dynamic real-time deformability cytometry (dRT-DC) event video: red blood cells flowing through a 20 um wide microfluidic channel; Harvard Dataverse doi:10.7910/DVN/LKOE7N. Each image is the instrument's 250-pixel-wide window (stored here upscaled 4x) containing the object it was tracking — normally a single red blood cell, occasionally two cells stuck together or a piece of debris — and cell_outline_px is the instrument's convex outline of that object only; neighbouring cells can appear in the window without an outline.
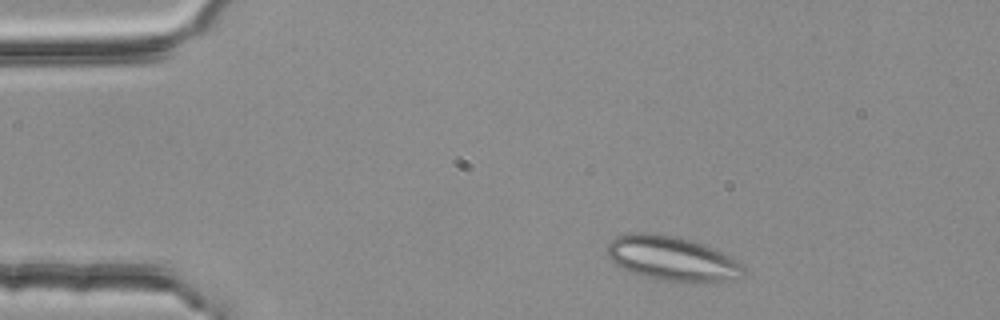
{"species": "common noctule bat (a hibernating species)", "species_latin": "Nyctalus noctula", "temperature_condition": "room temperature", "stored_images_in_passage": 4, "camera_frame_rate_fps": 3000, "um_per_image_px": 0.085, "animal": {"sex": "female", "body_mass_g": 25.1}, "frame": {"image": 1, "passage_image": 1, "time_ms": 0.0, "image_size_px": [1000, 320], "cell_outline_px": [[744, 276], [724, 280], [660, 280], [644, 276], [632, 272], [616, 264], [608, 256], [608, 244], [616, 236], [636, 232], [652, 232], [692, 240], [704, 244], [728, 256], [740, 264], [744, 268]], "centroid_in_image_um": [57.07, 21.93], "position_along_channel_um": 27.9, "area_um2": 34.28}}
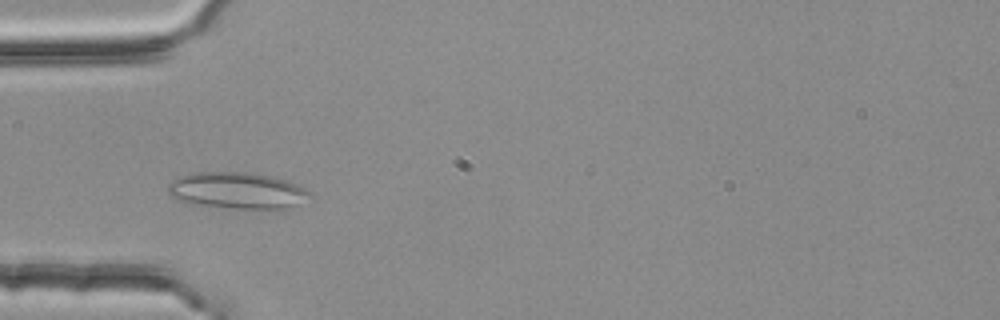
{"frame": {"image": 2, "passage_image": 3, "time_ms": 0.667, "image_size_px": [1000, 320], "cell_outline_px": [[312, 196], [292, 208], [232, 208], [188, 204], [168, 196], [168, 184], [172, 180], [188, 172], [248, 172], [272, 176], [296, 184], [312, 192]], "centroid_in_image_um": [20.12, 16.19], "position_along_channel_um": 64.9, "area_um2": 30.46}}